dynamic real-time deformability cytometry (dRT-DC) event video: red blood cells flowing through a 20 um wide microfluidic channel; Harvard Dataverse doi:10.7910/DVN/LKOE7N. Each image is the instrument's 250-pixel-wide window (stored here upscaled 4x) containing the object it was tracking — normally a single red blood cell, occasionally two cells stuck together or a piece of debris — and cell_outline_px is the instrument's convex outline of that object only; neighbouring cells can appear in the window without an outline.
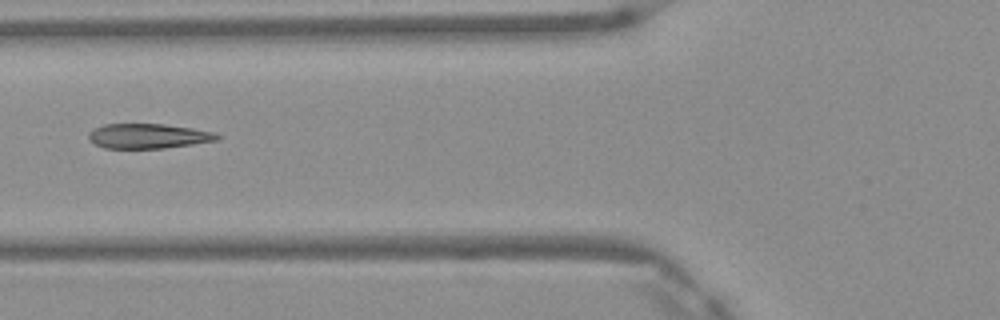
{"species": "Egyptian fruit bat (a non-hibernating species)", "species_latin": "Rousettus aegyptiacus", "temperature_condition": "warm", "stored_images_in_passage": 6, "camera_frame_rate_fps": 3000, "um_per_image_px": 0.085, "frame": {"image": 1, "passage_image": 5, "time_ms": 1.333, "image_size_px": [1000, 320], "cell_outline_px": [[220, 140], [164, 148], [104, 148], [88, 140], [88, 132], [92, 128], [104, 124], [164, 124], [192, 128], [212, 132], [220, 136]], "centroid_in_image_um": [12.55, 11.56], "position_along_channel_um": 113.2, "area_um2": 18.61}}
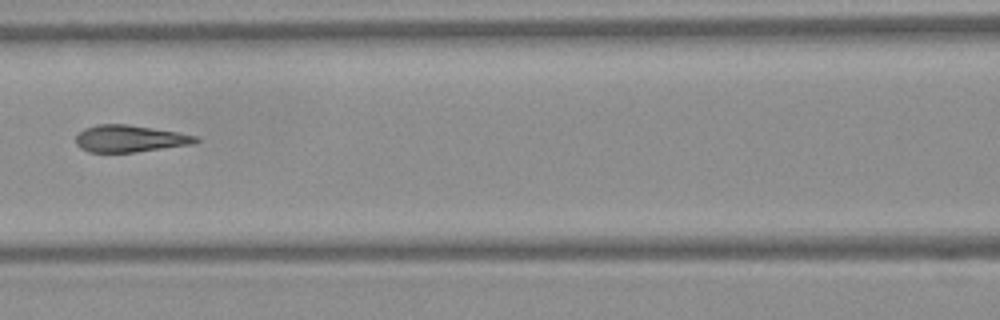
{"frame": {"image": 2, "passage_image": 6, "time_ms": 1.667, "image_size_px": [1000, 320], "cell_outline_px": [[200, 140], [196, 144], [136, 152], [88, 152], [80, 148], [76, 144], [76, 136], [84, 128], [96, 124], [128, 124], [176, 132], [196, 136]], "centroid_in_image_um": [11.03, 11.79], "position_along_channel_um": 155.6, "area_um2": 18.9}}